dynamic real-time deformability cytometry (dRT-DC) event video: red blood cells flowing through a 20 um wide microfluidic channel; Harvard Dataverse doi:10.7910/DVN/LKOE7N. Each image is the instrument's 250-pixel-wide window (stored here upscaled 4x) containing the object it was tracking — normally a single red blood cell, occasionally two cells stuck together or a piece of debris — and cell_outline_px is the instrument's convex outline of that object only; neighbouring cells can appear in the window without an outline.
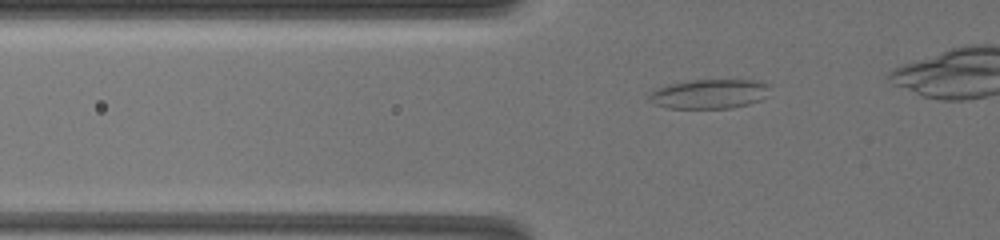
{"species": "common noctule bat (a hibernating species)", "species_latin": "Nyctalus noctula", "temperature_condition": "warm", "stored_images_in_passage": 22, "camera_frame_rate_fps": 3000, "um_per_image_px": 0.085, "animal": {"sex": "female", "body_mass_g": 19.5, "forearm_length_mm": 54.1}, "frame": {"image": 1, "passage_image": 3, "time_ms": 1.333, "image_size_px": [1000, 240], "cell_outline_px": [[772, 84], [760, 100], [748, 104], [732, 108], [668, 108], [656, 104], [648, 100], [648, 96], [652, 92], [668, 84], [688, 80], [752, 80]], "centroid_in_image_um": [60.29, 7.98], "position_along_channel_um": 65.5, "area_um2": 20.52}}
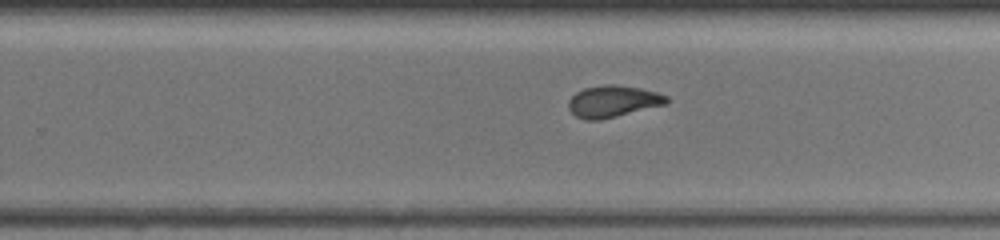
{"frame": {"image": 2, "passage_image": 12, "time_ms": 7.667, "image_size_px": [1000, 240], "cell_outline_px": [[668, 104], [600, 120], [584, 120], [576, 116], [568, 108], [568, 100], [576, 92], [584, 88], [604, 84], [616, 84], [640, 88], [656, 92], [668, 96]], "centroid_in_image_um": [52.1, 8.61], "position_along_channel_um": 277.7, "area_um2": 18.26}}
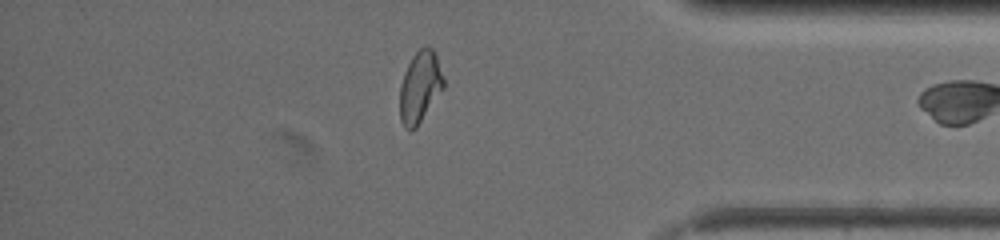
{"frame": {"image": 3, "passage_image": 21, "time_ms": 11.667, "image_size_px": [1000, 240], "cell_outline_px": [[444, 88], [416, 128], [408, 132], [404, 128], [400, 120], [400, 84], [404, 72], [412, 56], [420, 48], [432, 48], [436, 52], [444, 80]], "centroid_in_image_um": [35.69, 7.42], "position_along_channel_um": 399.5, "area_um2": 18.32}}